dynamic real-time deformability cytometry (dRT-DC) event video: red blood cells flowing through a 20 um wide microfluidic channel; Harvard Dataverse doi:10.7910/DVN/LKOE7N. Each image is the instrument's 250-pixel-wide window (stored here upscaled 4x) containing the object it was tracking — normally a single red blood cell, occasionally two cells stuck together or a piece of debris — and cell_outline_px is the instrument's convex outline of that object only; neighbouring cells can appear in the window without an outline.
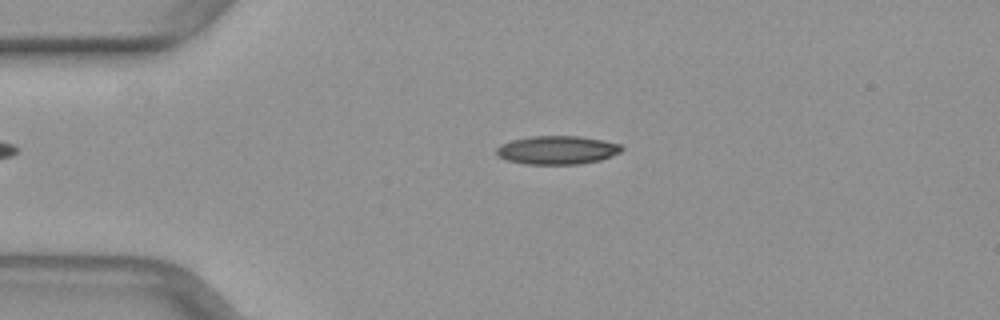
{"species": "common noctule bat (a hibernating species)", "species_latin": "Nyctalus noctula", "temperature_condition": "warm", "stored_images_in_passage": 49, "camera_frame_rate_fps": 3000, "um_per_image_px": 0.085, "animal": {"sex": "female", "body_mass_g": 29.2, "forearm_length_mm": 56.3}, "frame": {"image": 1, "passage_image": 11, "time_ms": 3.333, "image_size_px": [1000, 320], "cell_outline_px": [[624, 148], [620, 152], [612, 156], [600, 160], [580, 164], [524, 164], [508, 160], [496, 156], [496, 148], [500, 144], [512, 140], [528, 136], [580, 136], [604, 140], [620, 144]], "centroid_in_image_um": [47.35, 12.75], "position_along_channel_um": 37.6, "area_um2": 20.98}}
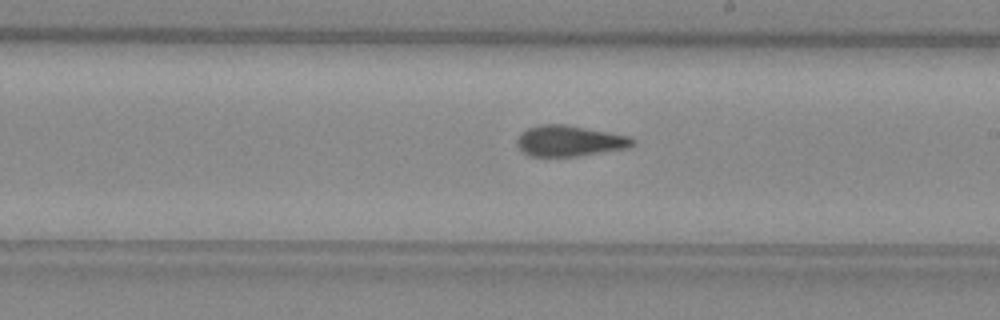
{"frame": {"image": 2, "passage_image": 28, "time_ms": 9.0, "image_size_px": [1000, 320], "cell_outline_px": [[636, 144], [628, 148], [576, 156], [528, 156], [520, 152], [516, 144], [516, 140], [520, 132], [528, 128], [540, 124], [564, 124], [608, 132], [628, 136], [636, 140]], "centroid_in_image_um": [48.36, 11.98], "position_along_channel_um": 240.6, "area_um2": 20.92}}
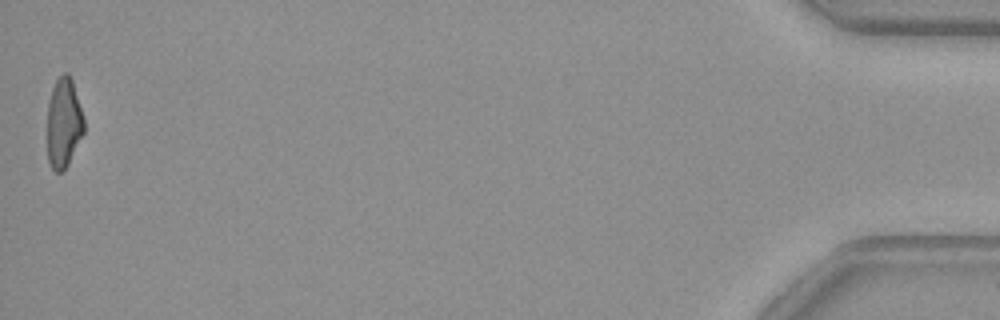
{"frame": {"image": 3, "passage_image": 49, "time_ms": 16.0, "image_size_px": [1000, 320], "cell_outline_px": [[84, 132], [64, 172], [56, 172], [52, 168], [48, 160], [48, 104], [52, 88], [56, 80], [64, 72], [68, 72], [72, 80], [84, 116]], "centroid_in_image_um": [5.42, 10.45], "position_along_channel_um": 429.8, "area_um2": 19.19}}